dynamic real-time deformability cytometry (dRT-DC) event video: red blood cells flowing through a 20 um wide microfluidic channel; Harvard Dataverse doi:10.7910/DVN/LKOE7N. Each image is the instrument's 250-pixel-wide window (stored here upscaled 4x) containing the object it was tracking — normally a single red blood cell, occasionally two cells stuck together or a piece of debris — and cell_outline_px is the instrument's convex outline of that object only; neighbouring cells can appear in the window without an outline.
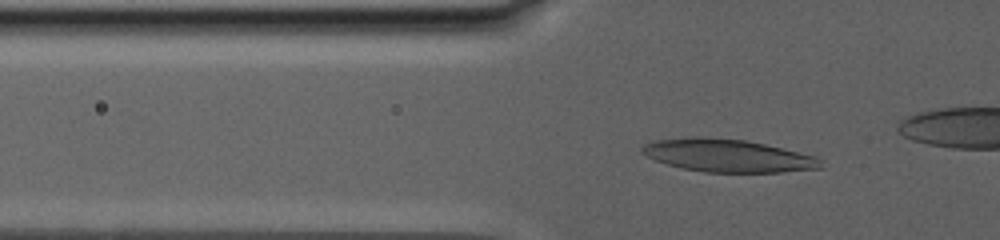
{"species": "human", "species_latin": "Homo sapiens", "temperature_condition": "warm", "stored_images_in_passage": 106, "camera_frame_rate_fps": 3000, "um_per_image_px": 0.085, "donor": {"sex": "male"}, "frame": {"image": 1, "passage_image": 72, "time_ms": 10.333, "image_size_px": [1000, 240], "cell_outline_px": [[824, 168], [780, 172], [704, 172], [680, 168], [656, 160], [640, 152], [640, 148], [644, 144], [656, 140], [692, 136], [704, 136], [744, 140], [764, 144], [816, 156], [824, 160]], "centroid_in_image_um": [61.88, 13.22], "position_along_channel_um": 63.9, "area_um2": 34.33}}
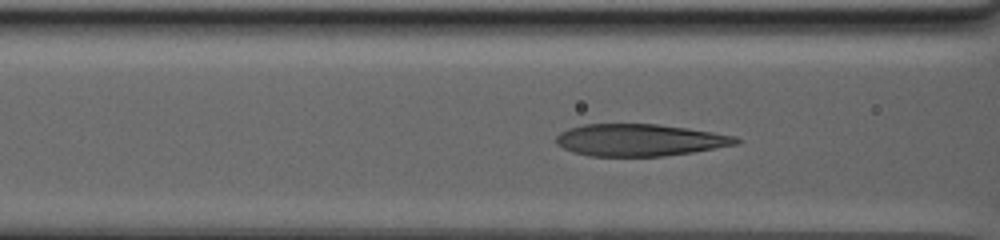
{"frame": {"image": 2, "passage_image": 89, "time_ms": 12.667, "image_size_px": [1000, 240], "cell_outline_px": [[740, 144], [692, 152], [664, 156], [588, 156], [572, 152], [556, 144], [556, 136], [560, 132], [568, 128], [584, 124], [656, 124], [688, 128], [736, 136], [740, 140]], "centroid_in_image_um": [54.36, 11.9], "position_along_channel_um": 112.2, "area_um2": 33.7}}
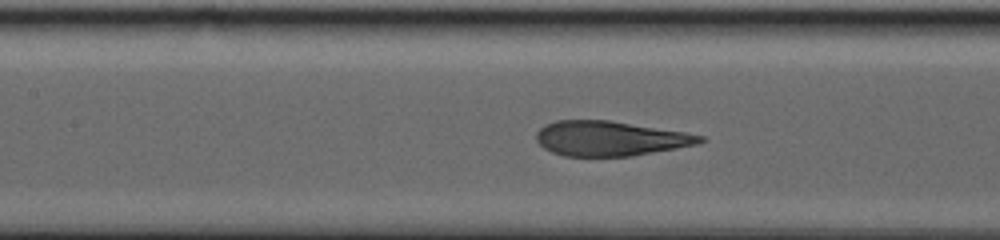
{"frame": {"image": 3, "passage_image": 99, "time_ms": 14.333, "image_size_px": [1000, 240], "cell_outline_px": [[704, 140], [696, 144], [676, 148], [632, 156], [564, 156], [552, 152], [544, 148], [536, 140], [536, 132], [540, 128], [556, 120], [608, 120], [684, 132], [704, 136]], "centroid_in_image_um": [51.82, 11.77], "position_along_channel_um": 155.6, "area_um2": 32.89}}